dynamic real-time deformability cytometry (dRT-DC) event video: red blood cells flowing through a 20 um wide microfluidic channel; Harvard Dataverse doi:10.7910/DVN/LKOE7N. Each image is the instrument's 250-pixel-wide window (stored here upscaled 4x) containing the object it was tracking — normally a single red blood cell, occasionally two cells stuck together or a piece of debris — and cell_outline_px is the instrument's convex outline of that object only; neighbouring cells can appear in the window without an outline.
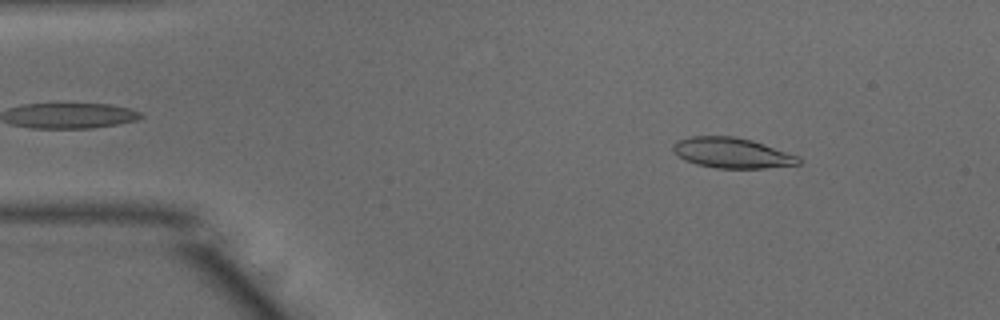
{"species": "common noctule bat (a hibernating species)", "species_latin": "Nyctalus noctula", "temperature_condition": "warm", "stored_images_in_passage": 49, "camera_frame_rate_fps": 3000, "um_per_image_px": 0.085, "animal": {"sex": "male", "body_mass_g": 15.6}, "frame": {"image": 1, "passage_image": 6, "time_ms": 1.667, "image_size_px": [1000, 320], "cell_outline_px": [[800, 164], [764, 168], [716, 168], [696, 164], [684, 160], [672, 148], [672, 144], [676, 140], [692, 136], [736, 136], [752, 140], [800, 156]], "centroid_in_image_um": [62.22, 12.99], "position_along_channel_um": 22.8, "area_um2": 22.25}}
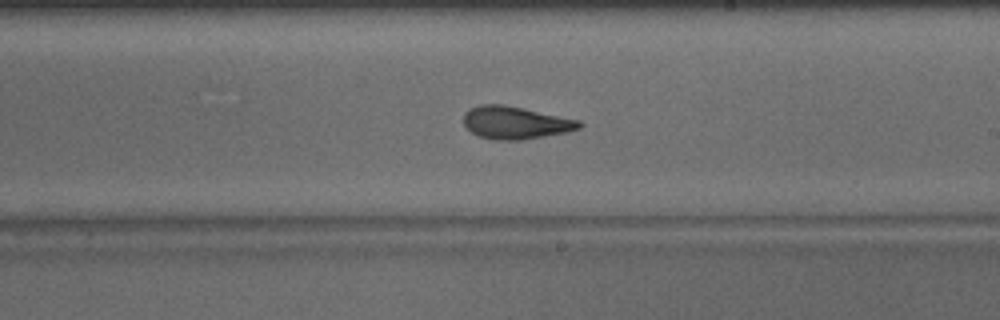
{"frame": {"image": 2, "passage_image": 28, "time_ms": 9.0, "image_size_px": [1000, 320], "cell_outline_px": [[584, 124], [580, 128], [568, 132], [520, 140], [492, 140], [476, 136], [464, 124], [464, 112], [468, 108], [480, 104], [504, 104], [580, 120]], "centroid_in_image_um": [43.8, 10.42], "position_along_channel_um": 245.2, "area_um2": 22.2}}
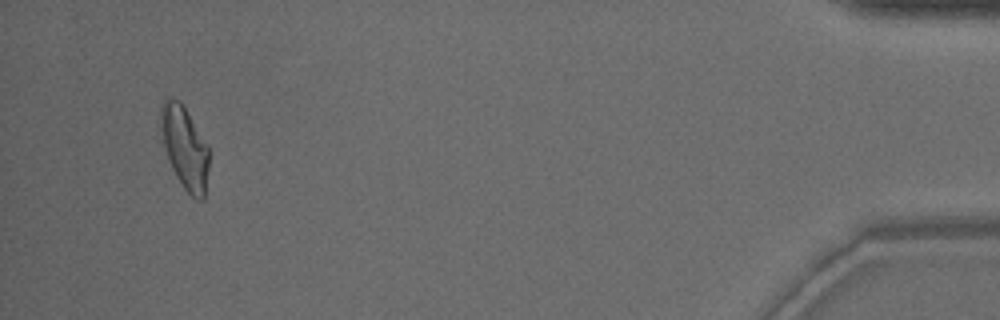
{"frame": {"image": 3, "passage_image": 47, "time_ms": 15.333, "image_size_px": [1000, 320], "cell_outline_px": [[208, 168], [204, 200], [196, 200], [184, 188], [176, 176], [168, 160], [164, 148], [160, 120], [160, 104], [168, 96], [172, 96], [180, 100], [208, 144]], "centroid_in_image_um": [15.69, 12.5], "position_along_channel_um": 419.5, "area_um2": 23.35}, "authors_computed_cell_mechanics": {"area_um2": 22.1952, "velocity_mm_per_s": 3.9774, "shape_relaxation_time_tau1_ms": 6.6949, "shape_relaxation_time_tau2_ms": 2.0109, "deformation_change_tau1": 0.198, "deformation_change_tau2": 0.1053}}